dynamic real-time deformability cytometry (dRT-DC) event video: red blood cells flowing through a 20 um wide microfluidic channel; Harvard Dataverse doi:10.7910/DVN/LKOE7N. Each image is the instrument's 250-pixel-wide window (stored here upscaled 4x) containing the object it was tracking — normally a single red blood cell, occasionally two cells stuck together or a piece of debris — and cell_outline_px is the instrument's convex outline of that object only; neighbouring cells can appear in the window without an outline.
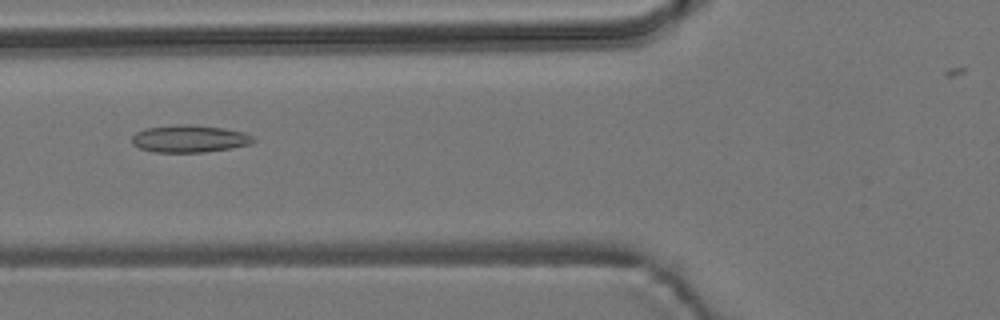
{"species": "common noctule bat (a hibernating species)", "species_latin": "Nyctalus noctula", "temperature_condition": "room temperature", "stored_images_in_passage": 50, "camera_frame_rate_fps": 3000, "um_per_image_px": 0.085, "animal": {"sex": "male", "body_mass_g": 19.2, "forearm_length_mm": 51.8}, "frame": {"image": 1, "passage_image": 21, "time_ms": 6.667, "image_size_px": [1000, 320], "cell_outline_px": [[256, 140], [248, 144], [228, 148], [204, 152], [152, 152], [140, 148], [132, 144], [132, 136], [136, 132], [144, 128], [176, 124], [188, 124], [224, 128], [244, 132], [252, 136]], "centroid_in_image_um": [16.05, 11.78], "position_along_channel_um": 109.7, "area_um2": 19.31}}
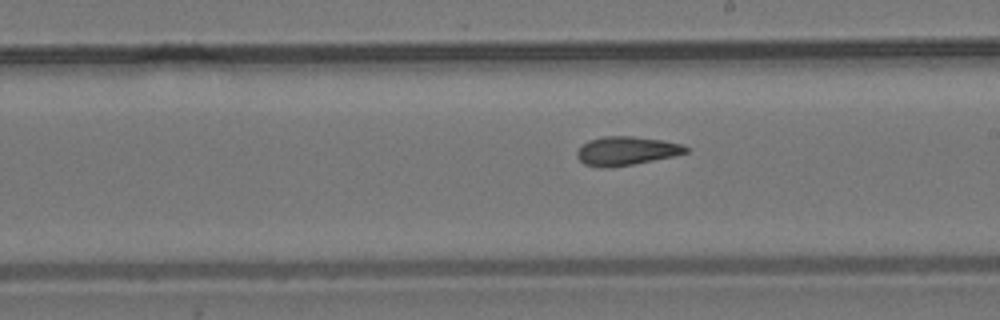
{"frame": {"image": 2, "passage_image": 31, "time_ms": 10.0, "image_size_px": [1000, 320], "cell_outline_px": [[688, 152], [672, 156], [632, 164], [608, 168], [600, 168], [584, 164], [576, 156], [576, 152], [588, 140], [604, 136], [632, 136], [664, 140], [684, 144], [688, 148]], "centroid_in_image_um": [53.23, 12.82], "position_along_channel_um": 235.8, "area_um2": 18.21}}
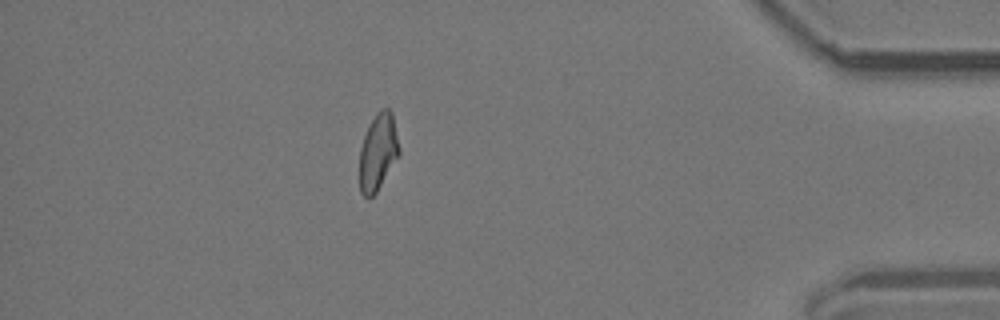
{"frame": {"image": 3, "passage_image": 48, "time_ms": 15.667, "image_size_px": [1000, 320], "cell_outline_px": [[400, 156], [376, 192], [368, 200], [360, 192], [360, 148], [368, 124], [376, 112], [380, 108], [388, 108], [392, 112], [400, 148]], "centroid_in_image_um": [32.14, 12.91], "position_along_channel_um": 403.1, "area_um2": 18.03}}